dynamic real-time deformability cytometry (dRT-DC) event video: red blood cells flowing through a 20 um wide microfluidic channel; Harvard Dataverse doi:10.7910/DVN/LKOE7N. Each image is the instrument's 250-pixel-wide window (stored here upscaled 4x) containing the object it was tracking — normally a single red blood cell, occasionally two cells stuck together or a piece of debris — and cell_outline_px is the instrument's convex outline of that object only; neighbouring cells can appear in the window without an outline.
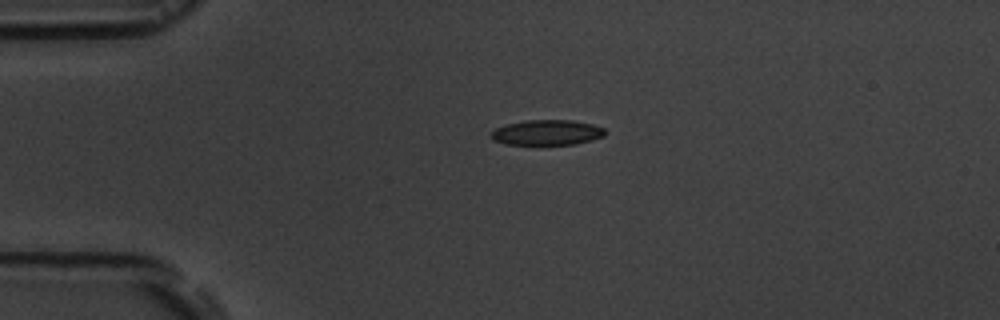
{"species": "common noctule bat (a hibernating species)", "species_latin": "Nyctalus noctula", "temperature_condition": "room temperature", "stored_images_in_passage": 4, "camera_frame_rate_fps": 3000, "um_per_image_px": 0.085, "animal": {"sex": "male", "body_mass_g": 19.5, "forearm_length_mm": 54.6}, "frame": {"image": 1, "passage_image": 4, "time_ms": 4.333, "image_size_px": [1000, 320], "cell_outline_px": [[604, 136], [592, 140], [576, 144], [504, 144], [496, 140], [492, 136], [492, 132], [496, 128], [508, 124], [524, 120], [572, 120], [592, 124], [604, 128]], "centroid_in_image_um": [46.53, 11.26], "position_along_channel_um": 38.5, "area_um2": 16.53}}